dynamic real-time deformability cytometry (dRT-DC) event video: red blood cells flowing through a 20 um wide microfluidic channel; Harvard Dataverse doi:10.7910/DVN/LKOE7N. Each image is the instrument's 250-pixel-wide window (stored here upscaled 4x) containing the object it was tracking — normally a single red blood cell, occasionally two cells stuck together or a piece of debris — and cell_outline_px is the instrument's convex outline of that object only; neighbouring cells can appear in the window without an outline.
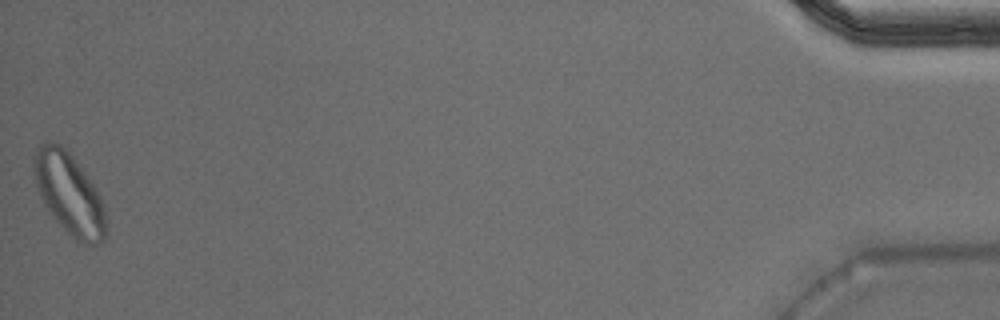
{"species": "Egyptian fruit bat (a non-hibernating species)", "species_latin": "Rousettus aegyptiacus", "temperature_condition": "warm", "stored_images_in_passage": 45, "camera_frame_rate_fps": 3000, "um_per_image_px": 0.085, "animal": {"sex": "male"}, "frame": {"image": 1, "passage_image": 45, "time_ms": 14.667, "image_size_px": [1000, 320], "cell_outline_px": [[104, 240], [96, 244], [84, 244], [76, 240], [56, 220], [44, 204], [40, 196], [36, 184], [32, 168], [32, 160], [36, 148], [44, 140], [60, 144], [72, 156], [96, 188], [100, 196], [104, 208]], "centroid_in_image_um": [5.83, 16.42], "position_along_channel_um": 429.4, "area_um2": 33.7}, "authors_computed_cell_mechanics": {"area_um2": 19.1318, "velocity_mm_per_s": 3.9537, "shape_relaxation_time_tau1_ms": 8.6743, "shape_relaxation_time_tau2_ms": 2.3623, "deformation_change_tau1": 0.2191, "deformation_change_tau2": 0.0924}}